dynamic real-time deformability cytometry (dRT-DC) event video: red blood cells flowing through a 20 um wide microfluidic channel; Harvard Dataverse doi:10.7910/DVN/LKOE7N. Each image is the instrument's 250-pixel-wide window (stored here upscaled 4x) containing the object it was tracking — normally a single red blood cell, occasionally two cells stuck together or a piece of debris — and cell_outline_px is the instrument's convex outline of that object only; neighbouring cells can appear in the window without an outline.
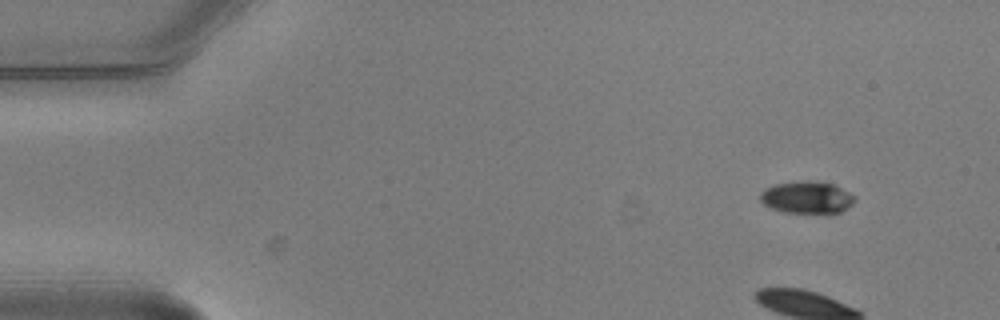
{"species": "common noctule bat (a hibernating species)", "species_latin": "Nyctalus noctula", "temperature_condition": "warm", "stored_images_in_passage": 4, "camera_frame_rate_fps": 3000, "um_per_image_px": 0.085, "animal": {"sex": "male", "body_mass_g": 20.5, "forearm_length_mm": 52.5}, "frame": {"image": 1, "passage_image": 1, "time_ms": 0.0, "image_size_px": [1000, 320], "cell_outline_px": [[856, 200], [852, 204], [840, 212], [784, 212], [772, 208], [764, 204], [760, 200], [760, 192], [764, 188], [776, 184], [832, 184], [856, 196]], "centroid_in_image_um": [68.57, 16.83], "position_along_channel_um": 16.4, "area_um2": 16.59}}